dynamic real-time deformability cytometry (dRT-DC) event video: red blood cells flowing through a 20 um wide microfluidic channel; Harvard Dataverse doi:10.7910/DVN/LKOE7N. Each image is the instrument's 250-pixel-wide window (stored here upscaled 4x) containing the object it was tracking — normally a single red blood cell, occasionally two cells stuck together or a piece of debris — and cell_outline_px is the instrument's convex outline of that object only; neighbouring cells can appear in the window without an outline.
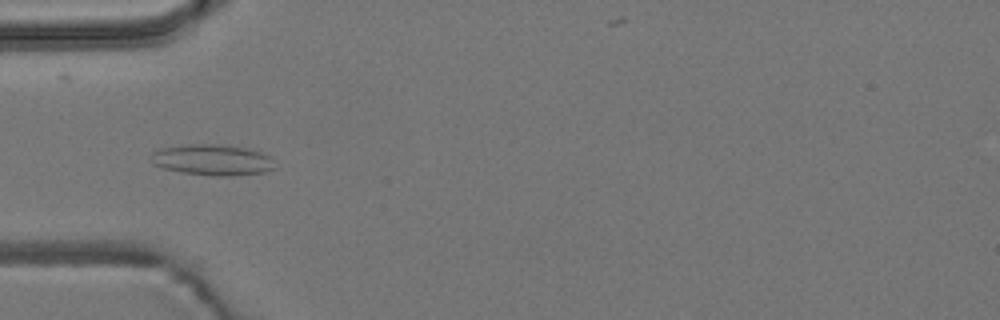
{"species": "common noctule bat (a hibernating species)", "species_latin": "Nyctalus noctula", "temperature_condition": "room temperature", "stored_images_in_passage": 9, "camera_frame_rate_fps": 3000, "um_per_image_px": 0.085, "animal": {"sex": "male", "body_mass_g": 19.2, "forearm_length_mm": 51.8}, "frame": {"image": 1, "passage_image": 6, "time_ms": 5.667, "image_size_px": [1000, 320], "cell_outline_px": [[276, 168], [264, 172], [232, 176], [212, 176], [184, 172], [164, 168], [152, 164], [148, 156], [152, 152], [160, 148], [188, 144], [220, 144], [244, 148], [260, 152], [268, 156], [272, 160]], "centroid_in_image_um": [18.01, 13.59], "position_along_channel_um": 67.0, "area_um2": 22.37}}
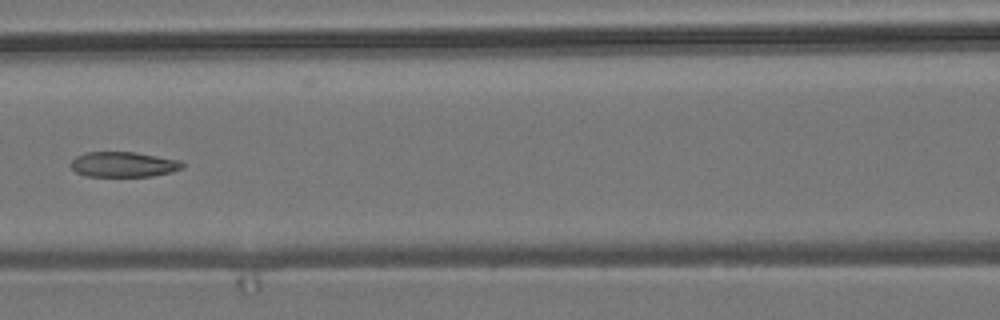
{"frame": {"image": 2, "passage_image": 8, "time_ms": 8.0, "image_size_px": [1000, 320], "cell_outline_px": [[184, 168], [172, 172], [152, 176], [88, 176], [76, 172], [72, 168], [72, 160], [76, 156], [84, 152], [136, 152], [180, 160], [184, 164]], "centroid_in_image_um": [10.53, 13.97], "position_along_channel_um": 156.1, "area_um2": 16.42}}
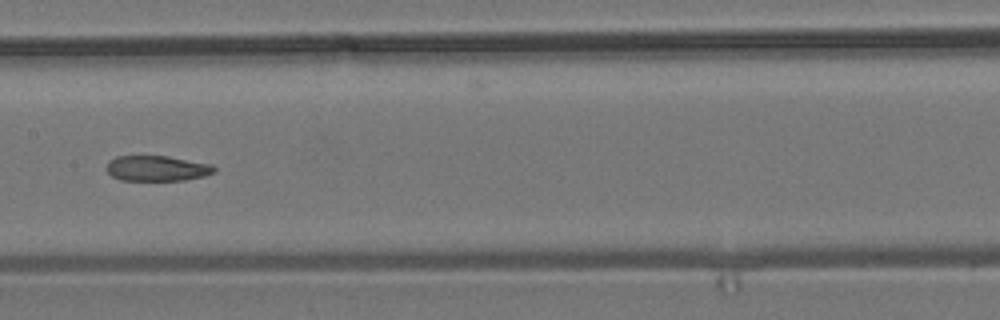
{"frame": {"image": 3, "passage_image": 9, "time_ms": 9.0, "image_size_px": [1000, 320], "cell_outline_px": [[216, 172], [204, 176], [184, 180], [120, 180], [112, 176], [104, 168], [108, 160], [116, 156], [168, 156], [212, 164], [216, 168]], "centroid_in_image_um": [13.32, 14.3], "position_along_channel_um": 194.1, "area_um2": 16.13}}